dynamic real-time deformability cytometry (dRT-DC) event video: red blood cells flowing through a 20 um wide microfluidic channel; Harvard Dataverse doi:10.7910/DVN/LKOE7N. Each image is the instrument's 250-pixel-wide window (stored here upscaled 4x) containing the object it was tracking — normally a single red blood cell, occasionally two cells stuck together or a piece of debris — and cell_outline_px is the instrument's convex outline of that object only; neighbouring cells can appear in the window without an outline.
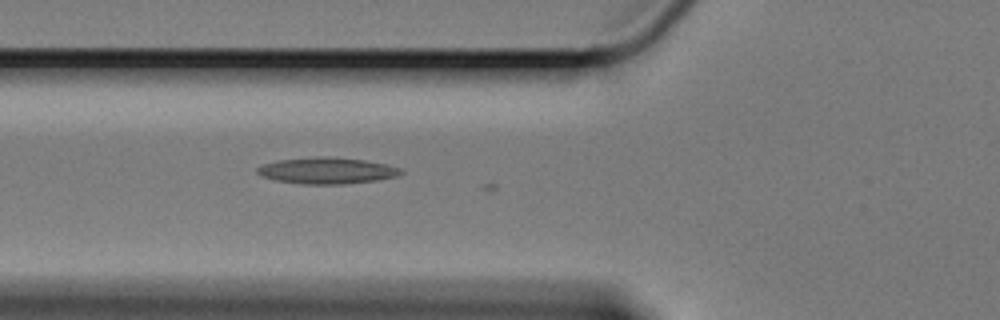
{"species": "Egyptian fruit bat (a non-hibernating species)", "species_latin": "Rousettus aegyptiacus", "temperature_condition": "cold", "stored_images_in_passage": 10, "camera_frame_rate_fps": 3000, "um_per_image_px": 0.085, "animal": {"sex": "female"}, "frame": {"image": 1, "passage_image": 8, "time_ms": 2.333, "image_size_px": [1000, 320], "cell_outline_px": [[404, 172], [396, 176], [376, 180], [344, 184], [304, 184], [272, 180], [260, 176], [256, 172], [256, 168], [264, 164], [280, 160], [316, 156], [332, 156], [364, 160], [388, 164], [400, 168]], "centroid_in_image_um": [27.77, 14.5], "position_along_channel_um": 98.0, "area_um2": 22.2}}